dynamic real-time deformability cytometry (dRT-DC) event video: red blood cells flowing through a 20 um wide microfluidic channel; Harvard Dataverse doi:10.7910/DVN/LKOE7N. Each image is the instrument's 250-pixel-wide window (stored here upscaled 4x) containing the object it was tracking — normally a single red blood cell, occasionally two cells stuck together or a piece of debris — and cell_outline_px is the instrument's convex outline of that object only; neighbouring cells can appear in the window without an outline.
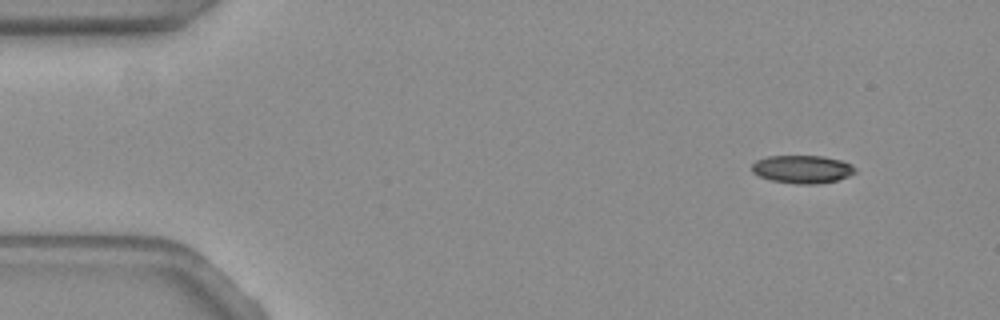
{"species": "common noctule bat (a hibernating species)", "species_latin": "Nyctalus noctula", "temperature_condition": "warm", "stored_images_in_passage": 56, "camera_frame_rate_fps": 3000, "um_per_image_px": 0.085, "animal": {"sex": "female", "body_mass_g": 19.3, "forearm_length_mm": 54.1}, "frame": {"image": 1, "passage_image": 5, "time_ms": 1.333, "image_size_px": [1000, 320], "cell_outline_px": [[856, 172], [848, 176], [836, 180], [816, 184], [796, 184], [772, 180], [760, 176], [752, 172], [752, 164], [756, 160], [768, 156], [824, 156], [840, 160], [852, 164], [856, 168]], "centroid_in_image_um": [68.21, 14.38], "position_along_channel_um": 16.8, "area_um2": 16.82}}
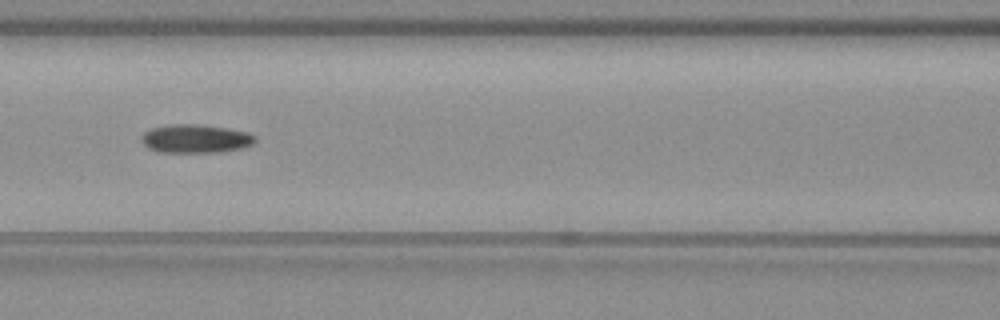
{"frame": {"image": 2, "passage_image": 24, "time_ms": 7.667, "image_size_px": [1000, 320], "cell_outline_px": [[256, 140], [252, 144], [240, 148], [220, 152], [156, 152], [148, 148], [140, 140], [140, 136], [144, 132], [152, 128], [172, 124], [196, 124], [224, 128], [248, 132], [256, 136]], "centroid_in_image_um": [16.58, 11.79], "position_along_channel_um": 150.0, "area_um2": 18.84}}
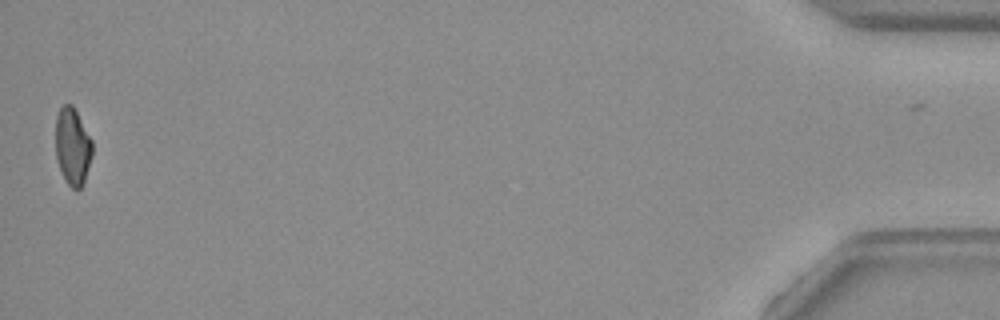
{"frame": {"image": 3, "passage_image": 55, "time_ms": 18.0, "image_size_px": [1000, 320], "cell_outline_px": [[92, 156], [84, 184], [76, 192], [68, 184], [56, 160], [56, 116], [60, 108], [64, 104], [72, 104], [92, 140]], "centroid_in_image_um": [6.18, 12.47], "position_along_channel_um": 429.0, "area_um2": 16.53}, "authors_computed_cell_mechanics": {"area_um2": 17.629, "velocity_mm_per_s": 3.6815, "shape_relaxation_time_tau1_ms": null, "shape_relaxation_time_tau2_ms": 6.0722, "deformation_change_tau1": null, "deformation_change_tau2": 0.1415}}